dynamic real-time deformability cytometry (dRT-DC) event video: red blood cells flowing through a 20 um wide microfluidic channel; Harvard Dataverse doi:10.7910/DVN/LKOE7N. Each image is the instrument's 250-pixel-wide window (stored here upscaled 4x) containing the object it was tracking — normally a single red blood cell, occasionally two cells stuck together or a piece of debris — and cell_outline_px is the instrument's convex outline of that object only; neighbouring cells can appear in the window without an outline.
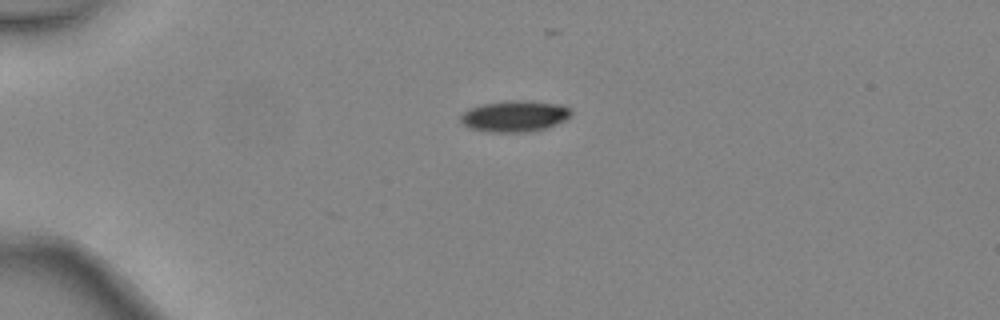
{"species": "common noctule bat (a hibernating species)", "species_latin": "Nyctalus noctula", "temperature_condition": "warm", "stored_images_in_passage": 2, "camera_frame_rate_fps": 3000, "um_per_image_px": 0.085, "animal": {"sex": "female", "body_mass_g": 24.6, "forearm_length_mm": 56.2}, "frame": {"image": 1, "passage_image": 1, "time_ms": 0.0, "image_size_px": [1000, 320], "cell_outline_px": [[572, 112], [564, 120], [544, 128], [528, 132], [484, 132], [468, 128], [460, 120], [460, 116], [468, 108], [480, 104], [508, 100], [524, 100], [564, 104]], "centroid_in_image_um": [43.69, 9.86], "position_along_channel_um": 41.3, "area_um2": 20.23}}